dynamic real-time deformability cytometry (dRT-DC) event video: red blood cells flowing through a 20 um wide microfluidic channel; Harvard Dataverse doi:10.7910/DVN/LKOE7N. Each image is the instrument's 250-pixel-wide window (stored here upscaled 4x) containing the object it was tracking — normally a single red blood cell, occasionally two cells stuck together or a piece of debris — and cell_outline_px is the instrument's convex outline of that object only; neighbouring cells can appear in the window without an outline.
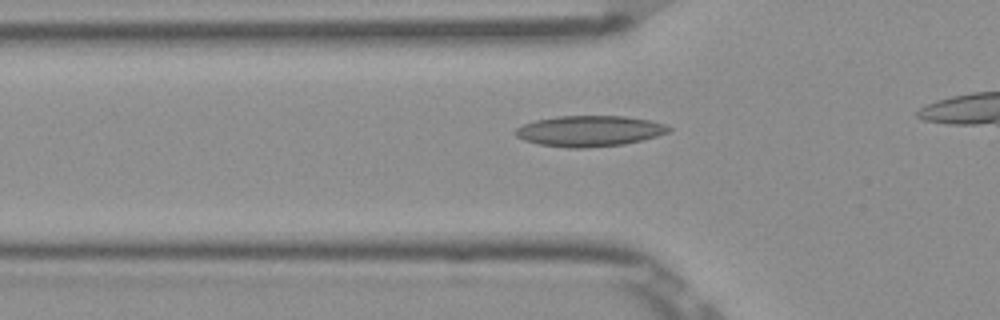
{"species": "Egyptian fruit bat (a non-hibernating species)", "species_latin": "Rousettus aegyptiacus", "temperature_condition": "room temperature", "stored_images_in_passage": 21, "camera_frame_rate_fps": 3000, "um_per_image_px": 0.085, "frame": {"image": 1, "passage_image": 12, "time_ms": 3.667, "image_size_px": [1000, 320], "cell_outline_px": [[672, 128], [668, 132], [656, 136], [624, 144], [584, 148], [568, 148], [540, 144], [524, 140], [516, 136], [516, 128], [524, 124], [536, 120], [556, 116], [624, 116], [648, 120], [664, 124]], "centroid_in_image_um": [50.09, 11.13], "position_along_channel_um": 75.7, "area_um2": 27.22}}
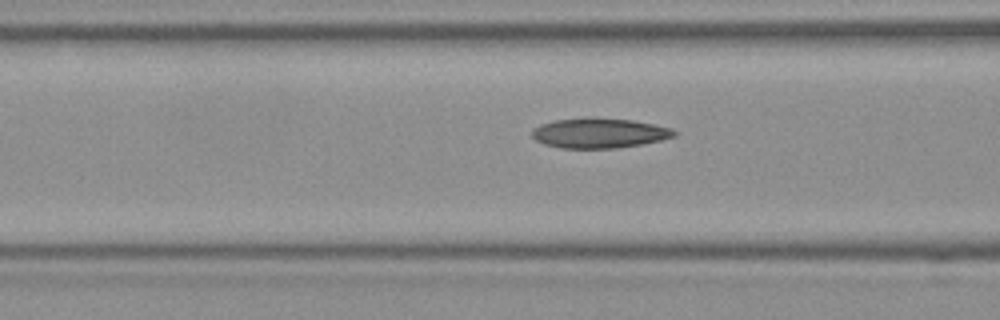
{"frame": {"image": 2, "passage_image": 15, "time_ms": 4.667, "image_size_px": [1000, 320], "cell_outline_px": [[680, 132], [676, 136], [644, 144], [616, 148], [560, 148], [544, 144], [536, 140], [532, 136], [532, 128], [540, 124], [556, 120], [632, 120], [672, 128]], "centroid_in_image_um": [50.98, 11.35], "position_along_channel_um": 115.6, "area_um2": 24.1}}
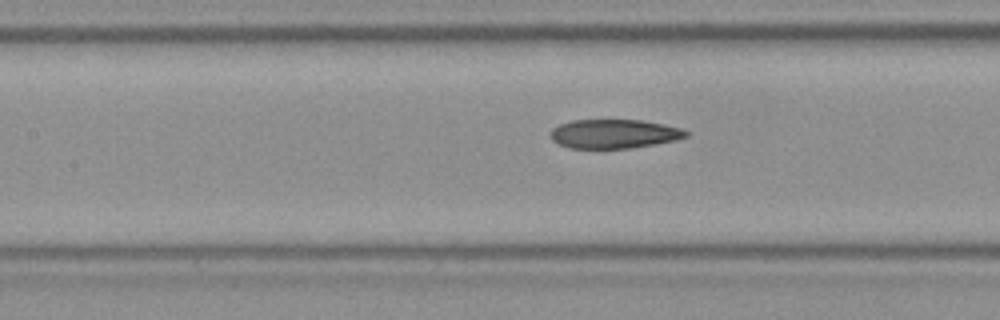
{"frame": {"image": 3, "passage_image": 18, "time_ms": 5.667, "image_size_px": [1000, 320], "cell_outline_px": [[688, 136], [676, 140], [632, 148], [568, 148], [552, 140], [552, 128], [560, 124], [572, 120], [640, 120], [664, 124], [680, 128], [688, 132]], "centroid_in_image_um": [52.21, 11.37], "position_along_channel_um": 155.2, "area_um2": 22.77}}